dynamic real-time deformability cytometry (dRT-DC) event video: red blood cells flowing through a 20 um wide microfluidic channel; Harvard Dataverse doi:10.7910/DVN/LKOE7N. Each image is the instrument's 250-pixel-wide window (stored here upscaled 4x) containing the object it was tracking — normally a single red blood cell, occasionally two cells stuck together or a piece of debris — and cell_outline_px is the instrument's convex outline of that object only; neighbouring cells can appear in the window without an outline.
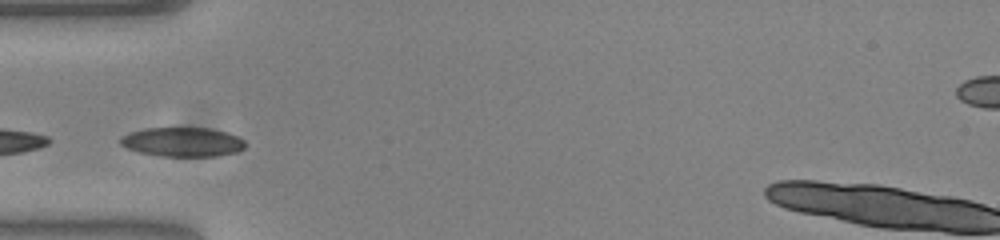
{"species": "common noctule bat (a hibernating species)", "species_latin": "Nyctalus noctula", "temperature_condition": "warm", "stored_images_in_passage": 13, "camera_frame_rate_fps": 3000, "um_per_image_px": 0.085, "animal": {"sex": "female", "body_mass_g": 23.0, "forearm_length_mm": 53.4}, "frame": {"image": 1, "passage_image": 1, "time_ms": 0.0, "image_size_px": [1000, 240], "cell_outline_px": [[244, 148], [236, 152], [220, 156], [160, 156], [140, 152], [128, 148], [120, 144], [120, 136], [144, 128], [212, 128], [228, 132], [244, 140]], "centroid_in_image_um": [15.53, 12.06], "position_along_channel_um": 69.5, "area_um2": 21.27}}
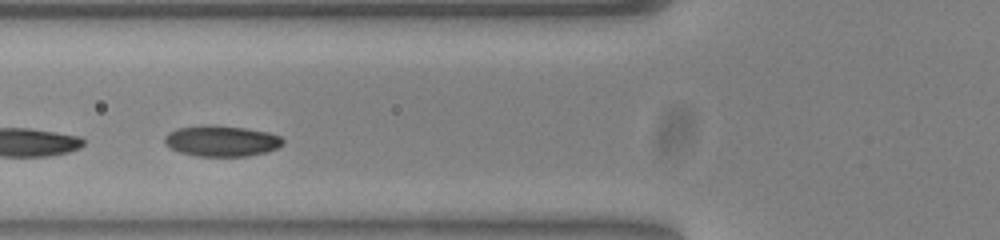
{"frame": {"image": 2, "passage_image": 4, "time_ms": 1.0, "image_size_px": [1000, 240], "cell_outline_px": [[284, 144], [268, 152], [248, 156], [196, 156], [180, 152], [164, 144], [164, 136], [168, 132], [176, 128], [204, 124], [208, 124], [244, 128], [268, 132], [280, 136], [284, 140]], "centroid_in_image_um": [18.81, 11.97], "position_along_channel_um": 107.0, "area_um2": 21.5}}